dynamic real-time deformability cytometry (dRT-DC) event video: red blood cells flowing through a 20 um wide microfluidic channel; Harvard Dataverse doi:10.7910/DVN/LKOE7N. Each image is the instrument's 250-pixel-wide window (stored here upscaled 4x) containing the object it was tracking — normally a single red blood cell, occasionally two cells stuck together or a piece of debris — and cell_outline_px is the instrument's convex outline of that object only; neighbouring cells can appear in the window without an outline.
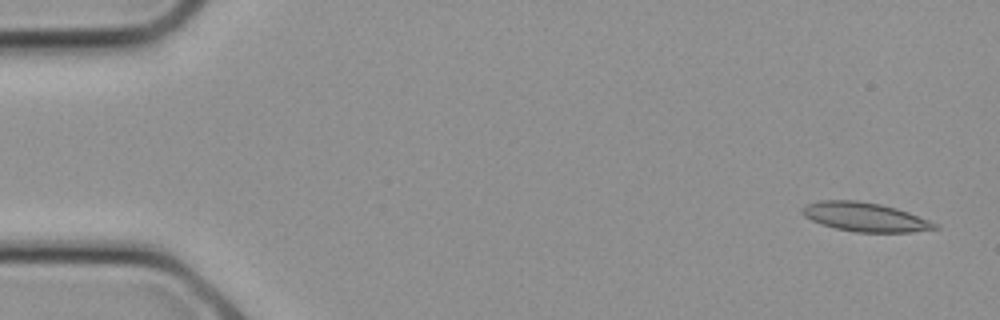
{"species": "common noctule bat (a hibernating species)", "species_latin": "Nyctalus noctula", "temperature_condition": "cold", "stored_images_in_passage": 14, "camera_frame_rate_fps": 3000, "um_per_image_px": 0.085, "animal": {"sex": "female", "body_mass_g": 21.9}, "frame": {"image": 1, "passage_image": 1, "time_ms": 0.0, "image_size_px": [1000, 320], "cell_outline_px": [[940, 228], [912, 232], [856, 232], [836, 228], [820, 224], [804, 216], [800, 212], [800, 208], [804, 204], [820, 200], [856, 200], [880, 204], [896, 208], [908, 212], [940, 224]], "centroid_in_image_um": [73.51, 18.44], "position_along_channel_um": 11.5, "area_um2": 22.6}}
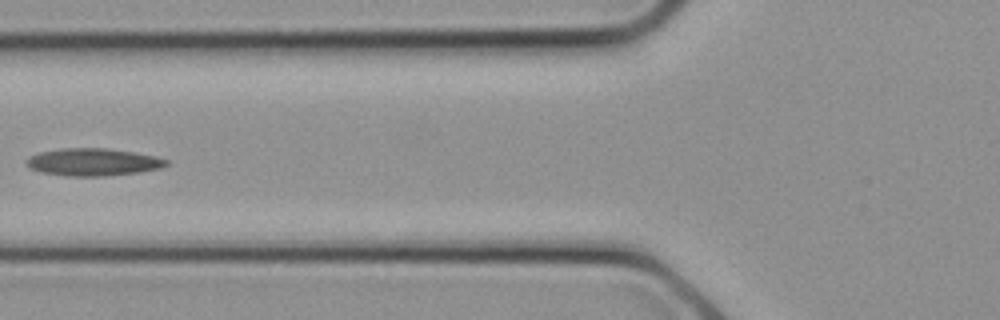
{"frame": {"image": 2, "passage_image": 10, "time_ms": 3.0, "image_size_px": [1000, 320], "cell_outline_px": [[168, 164], [160, 168], [136, 172], [104, 176], [68, 176], [40, 172], [32, 168], [24, 160], [28, 156], [36, 152], [60, 148], [108, 148], [156, 156], [168, 160]], "centroid_in_image_um": [7.86, 13.76], "position_along_channel_um": 117.9, "area_um2": 22.37}}
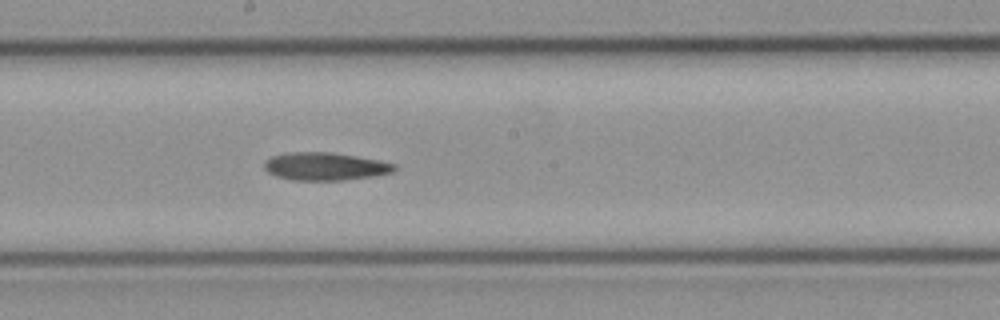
{"frame": {"image": 3, "passage_image": 14, "time_ms": 4.333, "image_size_px": [1000, 320], "cell_outline_px": [[396, 172], [372, 176], [344, 180], [292, 180], [276, 176], [268, 172], [264, 168], [264, 160], [272, 156], [288, 152], [332, 152], [380, 160], [396, 164]], "centroid_in_image_um": [27.64, 14.14], "position_along_channel_um": 220.6, "area_um2": 21.27}}